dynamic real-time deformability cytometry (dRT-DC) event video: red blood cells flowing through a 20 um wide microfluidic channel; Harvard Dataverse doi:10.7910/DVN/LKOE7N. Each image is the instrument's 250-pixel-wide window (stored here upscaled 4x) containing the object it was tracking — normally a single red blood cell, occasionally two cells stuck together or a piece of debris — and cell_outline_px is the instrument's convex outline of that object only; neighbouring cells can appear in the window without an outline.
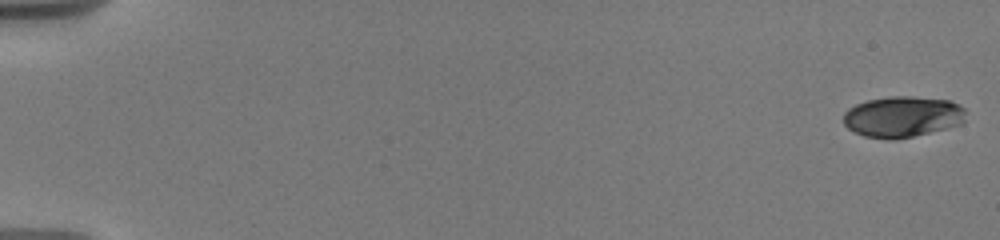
{"species": "human", "species_latin": "Homo sapiens", "temperature_condition": "warm", "stored_images_in_passage": 37, "camera_frame_rate_fps": 3000, "um_per_image_px": 0.085, "donor": {"sex": "male"}, "frame": {"image": 1, "passage_image": 1, "time_ms": 0.0, "image_size_px": [1000, 240], "cell_outline_px": [[964, 120], [960, 124], [912, 136], [892, 140], [888, 140], [864, 136], [848, 128], [844, 124], [844, 112], [848, 108], [856, 104], [868, 100], [888, 96], [912, 96], [948, 100], [960, 104], [964, 108]], "centroid_in_image_um": [76.68, 9.91], "position_along_channel_um": 8.3, "area_um2": 29.07}}
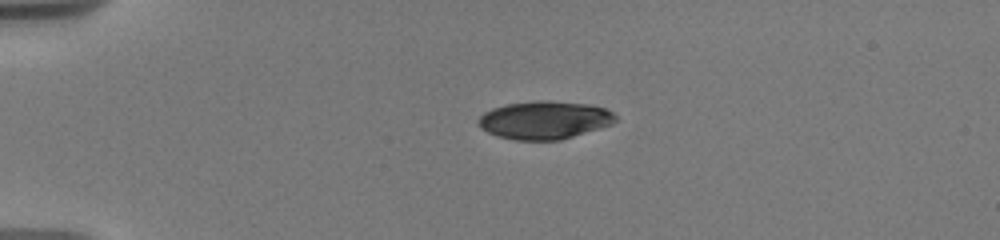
{"frame": {"image": 2, "passage_image": 26, "time_ms": 4.333, "image_size_px": [1000, 240], "cell_outline_px": [[620, 120], [612, 124], [600, 128], [560, 140], [516, 140], [496, 136], [480, 128], [476, 124], [476, 120], [484, 112], [492, 108], [508, 104], [536, 100], [544, 100], [588, 104], [604, 108], [612, 112]], "centroid_in_image_um": [46.26, 10.21], "position_along_channel_um": 38.7, "area_um2": 30.58}}